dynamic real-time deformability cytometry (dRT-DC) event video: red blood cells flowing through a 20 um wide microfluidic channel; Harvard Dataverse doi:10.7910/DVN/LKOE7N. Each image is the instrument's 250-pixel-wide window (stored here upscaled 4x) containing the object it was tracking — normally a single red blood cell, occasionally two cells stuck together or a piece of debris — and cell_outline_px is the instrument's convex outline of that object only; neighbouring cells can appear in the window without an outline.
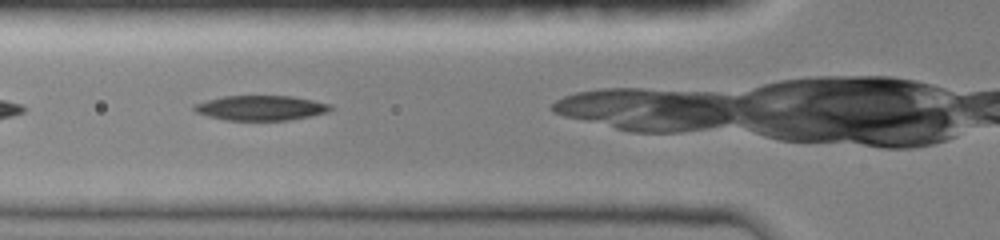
{"species": "common noctule bat (a hibernating species)", "species_latin": "Nyctalus noctula", "temperature_condition": "room temperature", "stored_images_in_passage": 13, "camera_frame_rate_fps": 3000, "um_per_image_px": 0.085, "animal": {"sex": "female", "body_mass_g": 19.0, "forearm_length_mm": 51.5}, "frame": {"image": 1, "passage_image": 4, "time_ms": 1.0, "image_size_px": [1000, 240], "cell_outline_px": [[332, 108], [328, 112], [288, 120], [224, 120], [208, 116], [196, 112], [192, 108], [196, 104], [208, 100], [224, 96], [292, 96], [332, 104]], "centroid_in_image_um": [22.18, 9.17], "position_along_channel_um": 103.6, "area_um2": 19.59}}
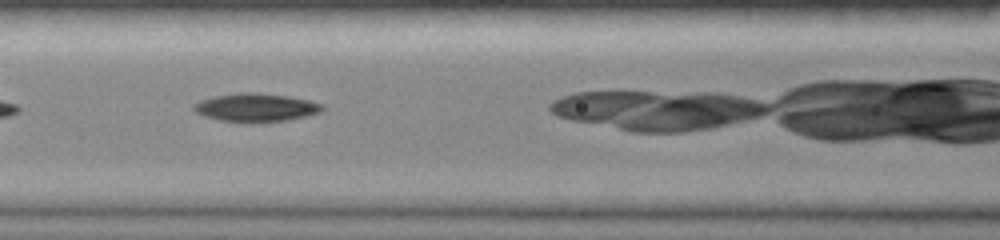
{"frame": {"image": 2, "passage_image": 6, "time_ms": 2.0, "image_size_px": [1000, 240], "cell_outline_px": [[324, 108], [320, 112], [304, 116], [284, 120], [244, 124], [220, 120], [204, 116], [196, 112], [192, 108], [192, 104], [200, 100], [216, 96], [240, 92], [256, 92], [288, 96], [308, 100], [324, 104]], "centroid_in_image_um": [21.71, 9.14], "position_along_channel_um": 144.9, "area_um2": 21.39}}